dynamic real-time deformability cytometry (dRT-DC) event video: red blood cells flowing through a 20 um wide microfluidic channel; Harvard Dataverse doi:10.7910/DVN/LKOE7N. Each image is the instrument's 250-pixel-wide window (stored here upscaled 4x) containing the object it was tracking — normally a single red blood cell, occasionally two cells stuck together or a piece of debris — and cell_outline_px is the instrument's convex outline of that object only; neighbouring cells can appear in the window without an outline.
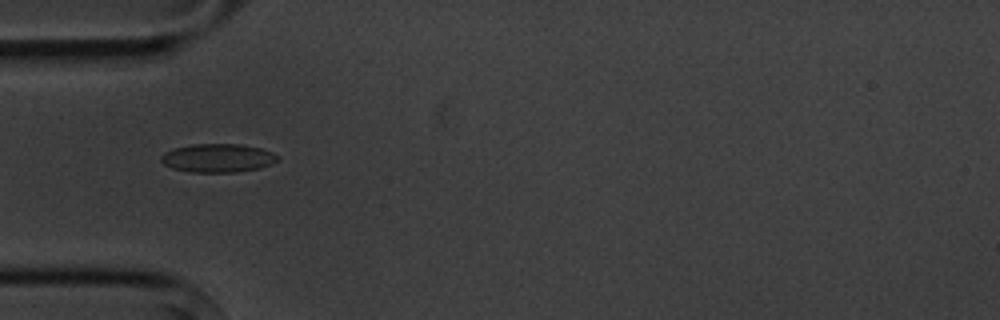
{"species": "common noctule bat (a hibernating species)", "species_latin": "Nyctalus noctula", "temperature_condition": "cold", "stored_images_in_passage": 10, "camera_frame_rate_fps": 3000, "um_per_image_px": 0.085, "animal": {"sex": "male", "body_mass_g": 20.1, "forearm_length_mm": 53.5}, "frame": {"image": 1, "passage_image": 5, "time_ms": 4.667, "image_size_px": [1000, 320], "cell_outline_px": [[276, 160], [272, 164], [260, 168], [236, 172], [188, 172], [172, 168], [164, 164], [160, 160], [160, 156], [164, 152], [176, 148], [192, 144], [240, 144], [260, 148], [272, 152], [276, 156]], "centroid_in_image_um": [18.48, 13.44], "position_along_channel_um": 66.5, "area_um2": 19.31}}
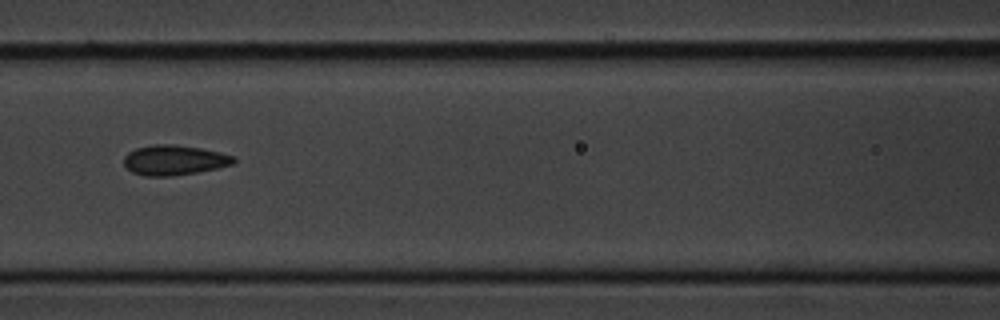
{"frame": {"image": 2, "passage_image": 7, "time_ms": 7.0, "image_size_px": [1000, 320], "cell_outline_px": [[236, 164], [196, 172], [172, 176], [144, 176], [132, 172], [124, 164], [124, 156], [128, 152], [136, 148], [152, 144], [172, 144], [200, 148], [220, 152], [236, 156]], "centroid_in_image_um": [14.83, 13.6], "position_along_channel_um": 151.8, "area_um2": 19.31}}
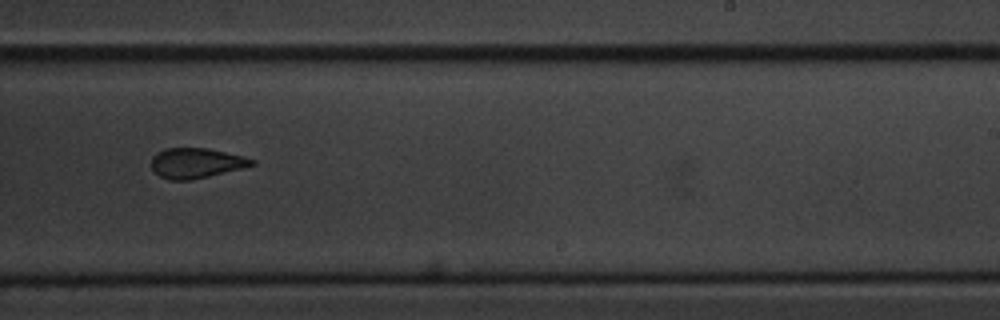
{"frame": {"image": 3, "passage_image": 10, "time_ms": 10.333, "image_size_px": [1000, 320], "cell_outline_px": [[256, 164], [192, 180], [168, 180], [152, 172], [152, 156], [156, 152], [164, 148], [208, 148], [244, 156], [256, 160]], "centroid_in_image_um": [16.63, 13.85], "position_along_channel_um": 272.4, "area_um2": 17.69}}